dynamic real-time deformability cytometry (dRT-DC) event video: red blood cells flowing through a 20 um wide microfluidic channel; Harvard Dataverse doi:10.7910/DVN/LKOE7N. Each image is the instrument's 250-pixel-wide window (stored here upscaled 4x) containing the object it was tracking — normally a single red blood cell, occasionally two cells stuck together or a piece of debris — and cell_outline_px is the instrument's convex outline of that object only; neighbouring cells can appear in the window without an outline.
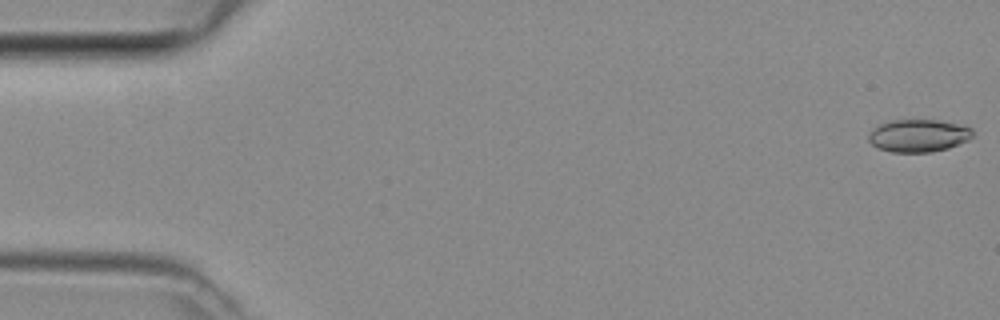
{"species": "common noctule bat (a hibernating species)", "species_latin": "Nyctalus noctula", "temperature_condition": "room temperature", "stored_images_in_passage": 4, "camera_frame_rate_fps": 3000, "um_per_image_px": 0.085, "animal": {"sex": "female", "body_mass_g": 29.2, "forearm_length_mm": 56.3}, "frame": {"image": 1, "passage_image": 1, "time_ms": 0.0, "image_size_px": [1000, 320], "cell_outline_px": [[972, 136], [968, 140], [948, 148], [932, 152], [892, 152], [880, 148], [872, 144], [868, 140], [868, 136], [872, 128], [880, 124], [892, 120], [940, 120], [964, 124], [972, 128]], "centroid_in_image_um": [78.09, 11.51], "position_along_channel_um": 6.9, "area_um2": 19.88}}
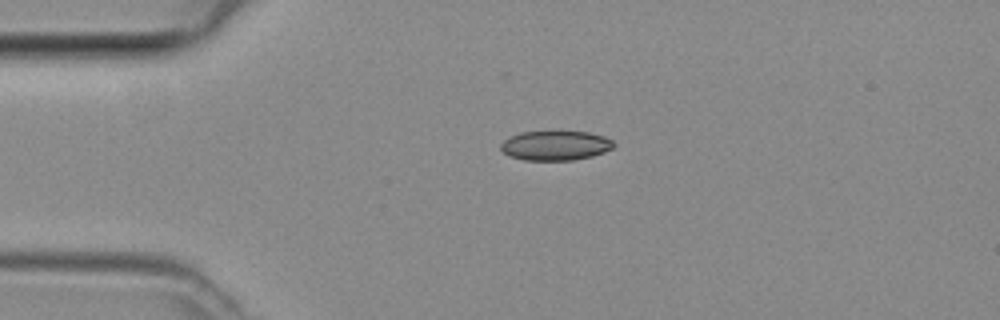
{"frame": {"image": 2, "passage_image": 3, "time_ms": 0.667, "image_size_px": [1000, 320], "cell_outline_px": [[616, 144], [612, 148], [604, 152], [592, 156], [572, 160], [524, 160], [508, 156], [500, 148], [500, 144], [508, 136], [520, 132], [556, 128], [560, 128], [588, 132], [604, 136], [612, 140]], "centroid_in_image_um": [47.19, 12.31], "position_along_channel_um": 37.8, "area_um2": 20.52}}